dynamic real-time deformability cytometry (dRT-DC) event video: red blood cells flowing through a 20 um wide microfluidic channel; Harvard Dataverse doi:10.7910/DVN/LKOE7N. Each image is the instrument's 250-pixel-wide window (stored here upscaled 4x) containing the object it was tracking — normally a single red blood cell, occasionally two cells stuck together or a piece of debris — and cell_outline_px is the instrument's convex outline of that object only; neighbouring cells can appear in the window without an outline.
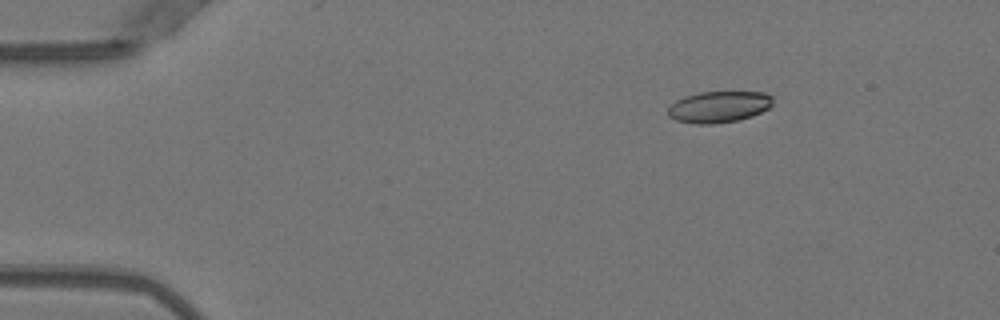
{"species": "Egyptian fruit bat (a non-hibernating species)", "species_latin": "Rousettus aegyptiacus", "temperature_condition": "warm", "stored_images_in_passage": 7, "camera_frame_rate_fps": 3000, "um_per_image_px": 0.085, "animal": {"sex": "female"}, "frame": {"image": 1, "passage_image": 1, "time_ms": 0.0, "image_size_px": [1000, 320], "cell_outline_px": [[772, 104], [768, 108], [752, 116], [736, 120], [712, 124], [696, 124], [676, 120], [668, 116], [668, 108], [676, 100], [684, 96], [700, 92], [768, 92], [772, 96]], "centroid_in_image_um": [61.1, 9.07], "position_along_channel_um": 23.9, "area_um2": 19.13}}
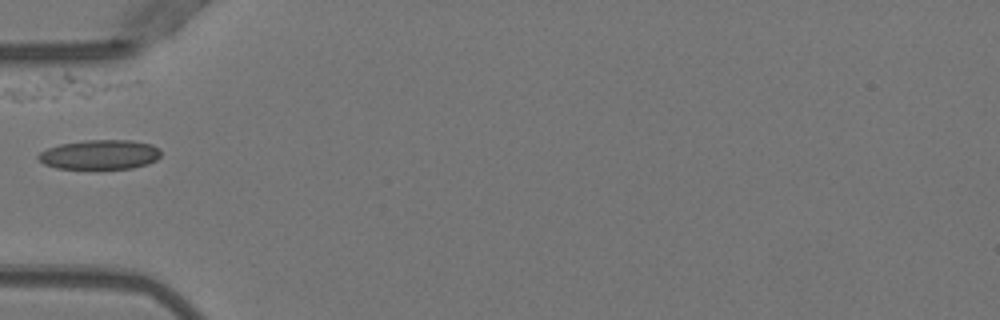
{"frame": {"image": 2, "passage_image": 3, "time_ms": 0.667, "image_size_px": [1000, 320], "cell_outline_px": [[160, 156], [156, 160], [148, 164], [132, 168], [56, 168], [44, 164], [36, 156], [40, 152], [48, 148], [60, 144], [84, 140], [132, 140], [152, 144], [160, 148]], "centroid_in_image_um": [8.51, 13.13], "position_along_channel_um": 76.5, "area_um2": 21.1}}
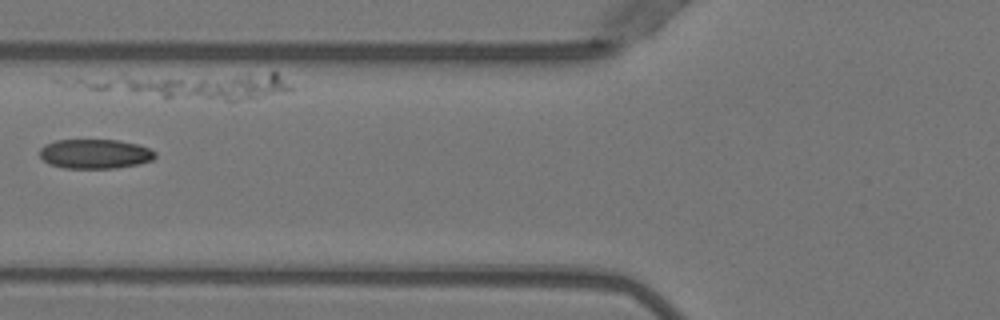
{"frame": {"image": 3, "passage_image": 4, "time_ms": 1.0, "image_size_px": [1000, 320], "cell_outline_px": [[156, 156], [152, 160], [136, 164], [116, 168], [64, 168], [48, 164], [40, 156], [40, 148], [44, 144], [56, 140], [120, 140], [136, 144], [148, 148], [156, 152]], "centroid_in_image_um": [8.05, 13.08], "position_along_channel_um": 117.8, "area_um2": 19.83}}